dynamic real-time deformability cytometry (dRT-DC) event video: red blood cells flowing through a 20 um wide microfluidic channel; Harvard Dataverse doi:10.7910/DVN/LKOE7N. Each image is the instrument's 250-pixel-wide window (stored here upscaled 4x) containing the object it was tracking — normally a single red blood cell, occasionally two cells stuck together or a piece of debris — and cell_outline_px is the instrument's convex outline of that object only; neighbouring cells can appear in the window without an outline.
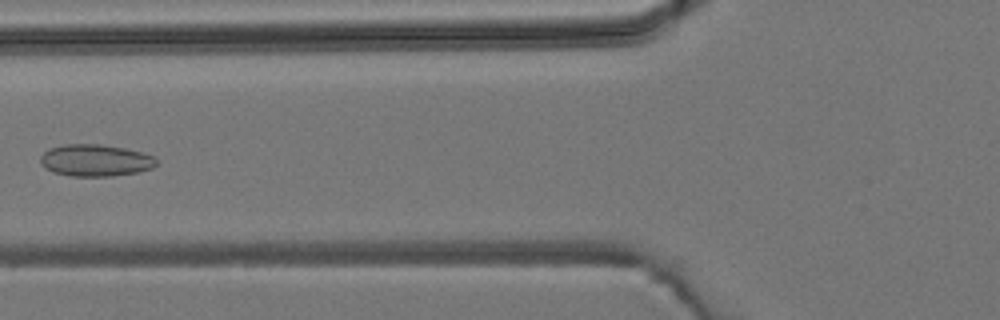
{"species": "common noctule bat (a hibernating species)", "species_latin": "Nyctalus noctula", "temperature_condition": "room temperature", "stored_images_in_passage": 7, "camera_frame_rate_fps": 3000, "um_per_image_px": 0.085, "animal": {"sex": "male", "body_mass_g": 19.2, "forearm_length_mm": 51.8}, "frame": {"image": 1, "passage_image": 6, "time_ms": 6.0, "image_size_px": [1000, 320], "cell_outline_px": [[160, 164], [152, 168], [136, 172], [112, 176], [72, 176], [52, 172], [44, 168], [40, 164], [40, 156], [48, 148], [64, 144], [100, 144], [124, 148], [156, 156]], "centroid_in_image_um": [8.11, 13.63], "position_along_channel_um": 117.7, "area_um2": 21.85}}
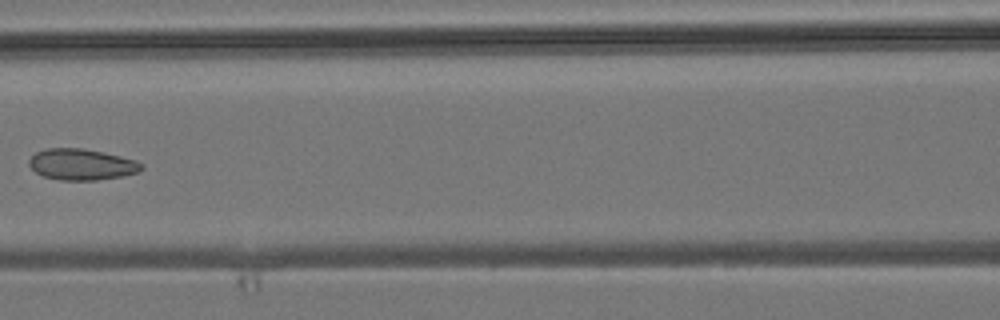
{"frame": {"image": 2, "passage_image": 7, "time_ms": 7.0, "image_size_px": [1000, 320], "cell_outline_px": [[144, 168], [136, 172], [124, 176], [96, 180], [60, 180], [44, 176], [36, 172], [28, 164], [28, 160], [36, 152], [44, 148], [84, 148], [104, 152], [136, 160], [144, 164]], "centroid_in_image_um": [6.95, 13.97], "position_along_channel_um": 159.7, "area_um2": 20.52}}